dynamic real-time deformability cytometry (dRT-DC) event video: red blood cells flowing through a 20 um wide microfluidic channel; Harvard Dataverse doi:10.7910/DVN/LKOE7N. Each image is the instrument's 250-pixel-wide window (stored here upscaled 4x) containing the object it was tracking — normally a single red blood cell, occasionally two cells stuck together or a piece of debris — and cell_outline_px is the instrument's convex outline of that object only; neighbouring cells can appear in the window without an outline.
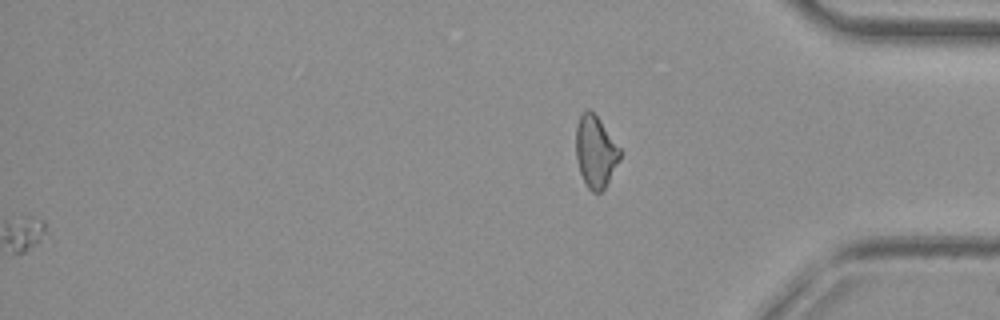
{"species": "common noctule bat (a hibernating species)", "species_latin": "Nyctalus noctula", "temperature_condition": "cold", "stored_images_in_passage": 43, "camera_frame_rate_fps": 3000, "um_per_image_px": 0.085, "animal": {"sex": "female", "body_mass_g": 29.2, "forearm_length_mm": 56.3}, "frame": {"image": 1, "passage_image": 43, "time_ms": 14.0, "image_size_px": [1000, 320], "cell_outline_px": [[620, 160], [604, 188], [600, 192], [592, 192], [588, 188], [580, 172], [576, 160], [576, 128], [580, 116], [584, 108], [588, 108], [600, 120], [620, 148]], "centroid_in_image_um": [50.6, 12.88], "position_along_channel_um": 384.6, "area_um2": 18.26}}